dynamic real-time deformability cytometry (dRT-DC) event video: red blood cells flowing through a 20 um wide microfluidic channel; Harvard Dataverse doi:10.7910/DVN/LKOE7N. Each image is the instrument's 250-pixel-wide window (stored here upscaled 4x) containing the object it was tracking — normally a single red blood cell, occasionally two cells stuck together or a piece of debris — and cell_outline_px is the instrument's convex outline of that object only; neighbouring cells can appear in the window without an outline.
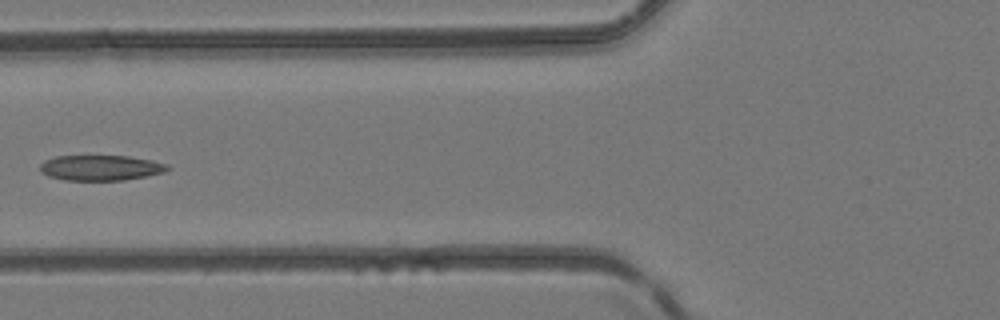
{"species": "common noctule bat (a hibernating species)", "species_latin": "Nyctalus noctula", "temperature_condition": "room temperature", "stored_images_in_passage": 5, "camera_frame_rate_fps": 3000, "um_per_image_px": 0.085, "animal": {"sex": "female", "body_mass_g": 24.6, "forearm_length_mm": 56.2}, "frame": {"image": 1, "passage_image": 5, "time_ms": 4.667, "image_size_px": [1000, 320], "cell_outline_px": [[172, 168], [164, 172], [124, 180], [64, 180], [48, 176], [40, 172], [40, 164], [44, 160], [56, 156], [128, 156], [152, 160], [168, 164]], "centroid_in_image_um": [8.55, 14.26], "position_along_channel_um": 117.3, "area_um2": 18.9}}